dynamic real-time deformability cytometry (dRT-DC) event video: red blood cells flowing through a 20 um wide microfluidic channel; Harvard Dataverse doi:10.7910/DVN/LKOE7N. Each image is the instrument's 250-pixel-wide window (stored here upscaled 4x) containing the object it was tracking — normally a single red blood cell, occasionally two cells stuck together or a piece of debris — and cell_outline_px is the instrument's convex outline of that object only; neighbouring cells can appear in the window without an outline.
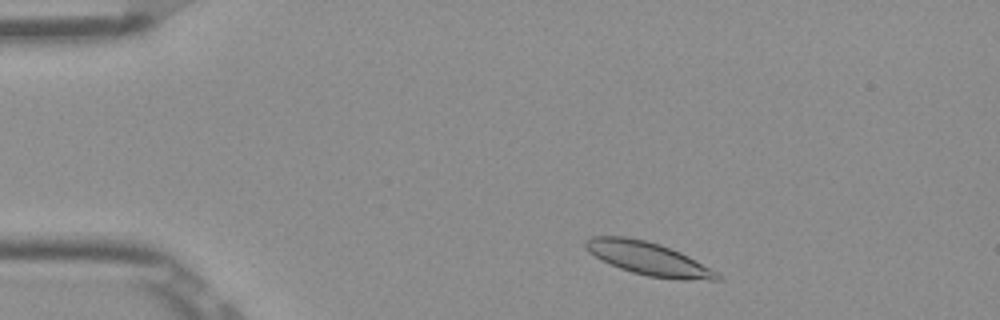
{"species": "Egyptian fruit bat (a non-hibernating species)", "species_latin": "Rousettus aegyptiacus", "temperature_condition": "room temperature", "stored_images_in_passage": 45, "camera_frame_rate_fps": 3000, "um_per_image_px": 0.085, "frame": {"image": 1, "passage_image": 2, "time_ms": 0.333, "image_size_px": [1000, 320], "cell_outline_px": [[720, 280], [684, 280], [648, 276], [632, 272], [620, 268], [600, 260], [588, 252], [584, 244], [584, 240], [592, 236], [624, 236], [644, 240], [660, 244], [680, 252], [688, 256], [716, 272], [720, 276]], "centroid_in_image_um": [55.05, 21.97], "position_along_channel_um": 29.9, "area_um2": 25.2}}
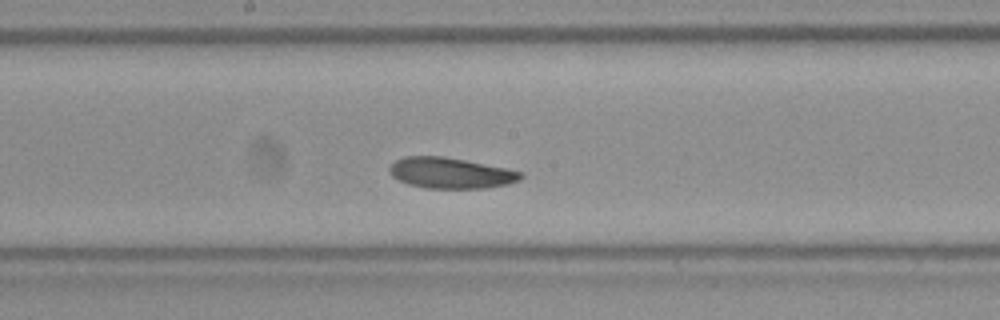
{"frame": {"image": 2, "passage_image": 21, "time_ms": 6.667, "image_size_px": [1000, 320], "cell_outline_px": [[524, 176], [520, 180], [508, 184], [484, 188], [424, 188], [408, 184], [392, 176], [388, 168], [396, 160], [404, 156], [444, 156], [504, 168], [520, 172]], "centroid_in_image_um": [38.27, 14.71], "position_along_channel_um": 209.9, "area_um2": 23.35}}
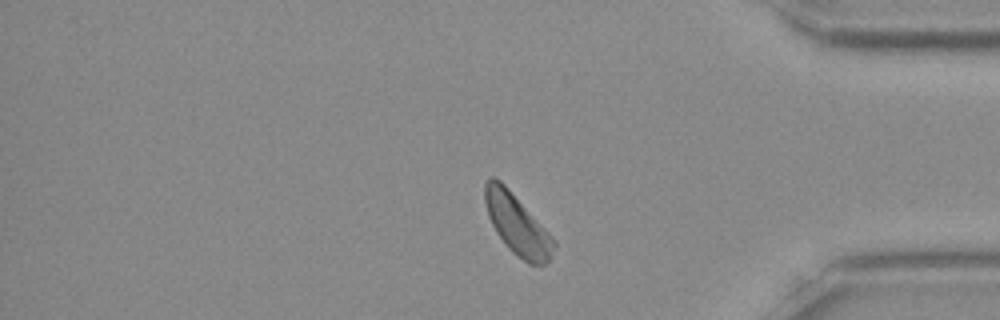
{"frame": {"image": 3, "passage_image": 37, "time_ms": 12.0, "image_size_px": [1000, 320], "cell_outline_px": [[556, 244], [548, 260], [544, 264], [528, 264], [516, 256], [508, 248], [496, 232], [488, 216], [484, 200], [484, 184], [488, 176], [492, 176], [500, 180], [504, 184], [556, 240]], "centroid_in_image_um": [43.93, 19.07], "position_along_channel_um": 391.3, "area_um2": 24.04}, "authors_computed_cell_mechanics": {"area_um2": 23.8136, "velocity_mm_per_s": 3.8124, "shape_relaxation_time_tau1_ms": 4.7516, "shape_relaxation_time_tau2_ms": 6.6226, "deformation_change_tau1": 0.1059, "deformation_change_tau2": 0.1399}}